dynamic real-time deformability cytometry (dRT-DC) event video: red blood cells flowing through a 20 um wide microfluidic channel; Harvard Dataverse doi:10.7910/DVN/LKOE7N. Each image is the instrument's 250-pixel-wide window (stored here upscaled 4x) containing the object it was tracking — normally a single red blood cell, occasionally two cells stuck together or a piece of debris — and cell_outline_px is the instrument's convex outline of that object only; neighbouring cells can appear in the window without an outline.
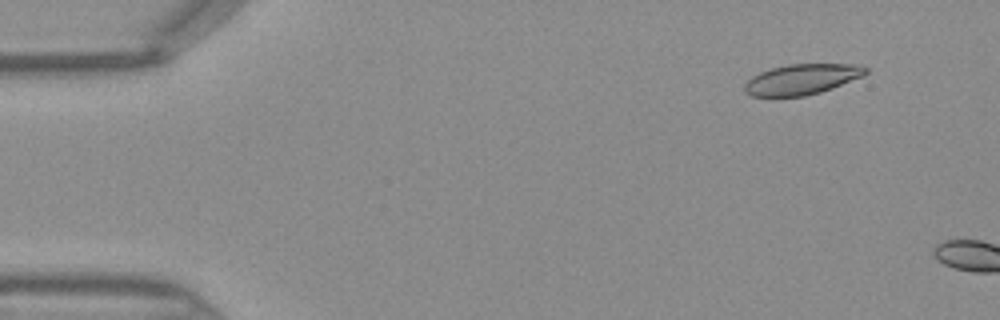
{"species": "Egyptian fruit bat (a non-hibernating species)", "species_latin": "Rousettus aegyptiacus", "temperature_condition": "warm", "stored_images_in_passage": 7, "camera_frame_rate_fps": 3000, "um_per_image_px": 0.085, "frame": {"image": 1, "passage_image": 4, "time_ms": 1.0, "image_size_px": [1000, 320], "cell_outline_px": [[868, 72], [864, 76], [832, 88], [820, 92], [804, 96], [752, 96], [744, 92], [744, 84], [752, 76], [760, 72], [772, 68], [788, 64], [856, 64], [868, 68]], "centroid_in_image_um": [68.17, 6.73], "position_along_channel_um": 16.8, "area_um2": 21.5}}